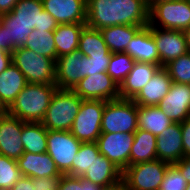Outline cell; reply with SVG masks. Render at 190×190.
<instances>
[{"label": "cell", "instance_id": "6da1fadb", "mask_svg": "<svg viewBox=\"0 0 190 190\" xmlns=\"http://www.w3.org/2000/svg\"><path fill=\"white\" fill-rule=\"evenodd\" d=\"M86 25L94 29L115 25H149L146 0H87Z\"/></svg>", "mask_w": 190, "mask_h": 190}, {"label": "cell", "instance_id": "7a4b0ae2", "mask_svg": "<svg viewBox=\"0 0 190 190\" xmlns=\"http://www.w3.org/2000/svg\"><path fill=\"white\" fill-rule=\"evenodd\" d=\"M57 89L55 84L28 83L8 108V113L24 122H42Z\"/></svg>", "mask_w": 190, "mask_h": 190}, {"label": "cell", "instance_id": "3957f363", "mask_svg": "<svg viewBox=\"0 0 190 190\" xmlns=\"http://www.w3.org/2000/svg\"><path fill=\"white\" fill-rule=\"evenodd\" d=\"M82 101L73 90L57 89L41 123L47 130L70 131Z\"/></svg>", "mask_w": 190, "mask_h": 190}, {"label": "cell", "instance_id": "277c9868", "mask_svg": "<svg viewBox=\"0 0 190 190\" xmlns=\"http://www.w3.org/2000/svg\"><path fill=\"white\" fill-rule=\"evenodd\" d=\"M12 63L30 84H55L56 62L51 58L18 47L12 52Z\"/></svg>", "mask_w": 190, "mask_h": 190}, {"label": "cell", "instance_id": "5b68a950", "mask_svg": "<svg viewBox=\"0 0 190 190\" xmlns=\"http://www.w3.org/2000/svg\"><path fill=\"white\" fill-rule=\"evenodd\" d=\"M138 105L132 99L105 101L102 133H134L138 129Z\"/></svg>", "mask_w": 190, "mask_h": 190}, {"label": "cell", "instance_id": "8992f818", "mask_svg": "<svg viewBox=\"0 0 190 190\" xmlns=\"http://www.w3.org/2000/svg\"><path fill=\"white\" fill-rule=\"evenodd\" d=\"M168 165L159 159L129 165L122 172V183L127 190H159Z\"/></svg>", "mask_w": 190, "mask_h": 190}, {"label": "cell", "instance_id": "52a82bcc", "mask_svg": "<svg viewBox=\"0 0 190 190\" xmlns=\"http://www.w3.org/2000/svg\"><path fill=\"white\" fill-rule=\"evenodd\" d=\"M149 25L162 29L184 30L190 27L188 0H167L149 8Z\"/></svg>", "mask_w": 190, "mask_h": 190}, {"label": "cell", "instance_id": "ba28073f", "mask_svg": "<svg viewBox=\"0 0 190 190\" xmlns=\"http://www.w3.org/2000/svg\"><path fill=\"white\" fill-rule=\"evenodd\" d=\"M105 101L83 100L70 132L82 143L96 142L101 135Z\"/></svg>", "mask_w": 190, "mask_h": 190}, {"label": "cell", "instance_id": "9c48e42d", "mask_svg": "<svg viewBox=\"0 0 190 190\" xmlns=\"http://www.w3.org/2000/svg\"><path fill=\"white\" fill-rule=\"evenodd\" d=\"M81 144L70 131L47 132V153L61 174L71 175L72 162Z\"/></svg>", "mask_w": 190, "mask_h": 190}, {"label": "cell", "instance_id": "30bf717a", "mask_svg": "<svg viewBox=\"0 0 190 190\" xmlns=\"http://www.w3.org/2000/svg\"><path fill=\"white\" fill-rule=\"evenodd\" d=\"M134 133H101L96 140L100 154L123 172L130 165V151Z\"/></svg>", "mask_w": 190, "mask_h": 190}, {"label": "cell", "instance_id": "8fae6325", "mask_svg": "<svg viewBox=\"0 0 190 190\" xmlns=\"http://www.w3.org/2000/svg\"><path fill=\"white\" fill-rule=\"evenodd\" d=\"M72 90L83 100L109 101L120 98L119 86L107 72L85 76Z\"/></svg>", "mask_w": 190, "mask_h": 190}, {"label": "cell", "instance_id": "7c38bea8", "mask_svg": "<svg viewBox=\"0 0 190 190\" xmlns=\"http://www.w3.org/2000/svg\"><path fill=\"white\" fill-rule=\"evenodd\" d=\"M151 34L155 40L160 66L164 67L170 61L188 53L185 36L182 30L162 29L151 27Z\"/></svg>", "mask_w": 190, "mask_h": 190}, {"label": "cell", "instance_id": "4fadbf2b", "mask_svg": "<svg viewBox=\"0 0 190 190\" xmlns=\"http://www.w3.org/2000/svg\"><path fill=\"white\" fill-rule=\"evenodd\" d=\"M55 70L58 89L72 90L85 77V55L79 50L62 55L56 60Z\"/></svg>", "mask_w": 190, "mask_h": 190}, {"label": "cell", "instance_id": "5bb4252c", "mask_svg": "<svg viewBox=\"0 0 190 190\" xmlns=\"http://www.w3.org/2000/svg\"><path fill=\"white\" fill-rule=\"evenodd\" d=\"M158 107L173 123L190 118V85L172 82L169 92Z\"/></svg>", "mask_w": 190, "mask_h": 190}, {"label": "cell", "instance_id": "9a60e30c", "mask_svg": "<svg viewBox=\"0 0 190 190\" xmlns=\"http://www.w3.org/2000/svg\"><path fill=\"white\" fill-rule=\"evenodd\" d=\"M24 123V121L9 113L0 116V154L18 160L24 153L21 141Z\"/></svg>", "mask_w": 190, "mask_h": 190}, {"label": "cell", "instance_id": "2e32d148", "mask_svg": "<svg viewBox=\"0 0 190 190\" xmlns=\"http://www.w3.org/2000/svg\"><path fill=\"white\" fill-rule=\"evenodd\" d=\"M42 3L58 24H86L87 0H42Z\"/></svg>", "mask_w": 190, "mask_h": 190}, {"label": "cell", "instance_id": "e0dca14e", "mask_svg": "<svg viewBox=\"0 0 190 190\" xmlns=\"http://www.w3.org/2000/svg\"><path fill=\"white\" fill-rule=\"evenodd\" d=\"M157 159L175 164L183 158V142L180 123H173L156 140Z\"/></svg>", "mask_w": 190, "mask_h": 190}, {"label": "cell", "instance_id": "ac0fdd59", "mask_svg": "<svg viewBox=\"0 0 190 190\" xmlns=\"http://www.w3.org/2000/svg\"><path fill=\"white\" fill-rule=\"evenodd\" d=\"M17 164L22 176H28L33 179L62 176L47 152L40 154L24 152L18 158Z\"/></svg>", "mask_w": 190, "mask_h": 190}, {"label": "cell", "instance_id": "d6986e66", "mask_svg": "<svg viewBox=\"0 0 190 190\" xmlns=\"http://www.w3.org/2000/svg\"><path fill=\"white\" fill-rule=\"evenodd\" d=\"M172 79L164 67H160L150 81L132 99L138 106H158L169 92Z\"/></svg>", "mask_w": 190, "mask_h": 190}, {"label": "cell", "instance_id": "ffe728a7", "mask_svg": "<svg viewBox=\"0 0 190 190\" xmlns=\"http://www.w3.org/2000/svg\"><path fill=\"white\" fill-rule=\"evenodd\" d=\"M160 67V65L153 63L136 61L133 69L119 86L120 98L133 99Z\"/></svg>", "mask_w": 190, "mask_h": 190}, {"label": "cell", "instance_id": "44dd1931", "mask_svg": "<svg viewBox=\"0 0 190 190\" xmlns=\"http://www.w3.org/2000/svg\"><path fill=\"white\" fill-rule=\"evenodd\" d=\"M82 177L108 189L122 182V171L104 155L99 154Z\"/></svg>", "mask_w": 190, "mask_h": 190}, {"label": "cell", "instance_id": "7402d4cb", "mask_svg": "<svg viewBox=\"0 0 190 190\" xmlns=\"http://www.w3.org/2000/svg\"><path fill=\"white\" fill-rule=\"evenodd\" d=\"M124 53H127L135 61L160 65L158 49L148 26L143 27L135 35Z\"/></svg>", "mask_w": 190, "mask_h": 190}, {"label": "cell", "instance_id": "603a6c76", "mask_svg": "<svg viewBox=\"0 0 190 190\" xmlns=\"http://www.w3.org/2000/svg\"><path fill=\"white\" fill-rule=\"evenodd\" d=\"M43 10L42 0H19L10 13L0 16V22H19L39 30Z\"/></svg>", "mask_w": 190, "mask_h": 190}, {"label": "cell", "instance_id": "cb8c5ba5", "mask_svg": "<svg viewBox=\"0 0 190 190\" xmlns=\"http://www.w3.org/2000/svg\"><path fill=\"white\" fill-rule=\"evenodd\" d=\"M146 26L115 25L100 29L103 39L111 53L125 52L130 41Z\"/></svg>", "mask_w": 190, "mask_h": 190}, {"label": "cell", "instance_id": "d4e9b609", "mask_svg": "<svg viewBox=\"0 0 190 190\" xmlns=\"http://www.w3.org/2000/svg\"><path fill=\"white\" fill-rule=\"evenodd\" d=\"M28 84L24 74L12 63L0 74V98L9 108Z\"/></svg>", "mask_w": 190, "mask_h": 190}, {"label": "cell", "instance_id": "484cf974", "mask_svg": "<svg viewBox=\"0 0 190 190\" xmlns=\"http://www.w3.org/2000/svg\"><path fill=\"white\" fill-rule=\"evenodd\" d=\"M86 24H59L53 31L57 58L78 50L80 34Z\"/></svg>", "mask_w": 190, "mask_h": 190}, {"label": "cell", "instance_id": "4316f807", "mask_svg": "<svg viewBox=\"0 0 190 190\" xmlns=\"http://www.w3.org/2000/svg\"><path fill=\"white\" fill-rule=\"evenodd\" d=\"M138 128L159 136L173 122L158 106H138Z\"/></svg>", "mask_w": 190, "mask_h": 190}, {"label": "cell", "instance_id": "83f0119b", "mask_svg": "<svg viewBox=\"0 0 190 190\" xmlns=\"http://www.w3.org/2000/svg\"><path fill=\"white\" fill-rule=\"evenodd\" d=\"M156 140V135L138 128L134 132V142L130 151V165L157 159Z\"/></svg>", "mask_w": 190, "mask_h": 190}, {"label": "cell", "instance_id": "f1b7e54d", "mask_svg": "<svg viewBox=\"0 0 190 190\" xmlns=\"http://www.w3.org/2000/svg\"><path fill=\"white\" fill-rule=\"evenodd\" d=\"M47 132L48 130L41 122H25L21 133L24 152L34 154L46 153Z\"/></svg>", "mask_w": 190, "mask_h": 190}, {"label": "cell", "instance_id": "f546056e", "mask_svg": "<svg viewBox=\"0 0 190 190\" xmlns=\"http://www.w3.org/2000/svg\"><path fill=\"white\" fill-rule=\"evenodd\" d=\"M78 50L86 57L111 56L112 54L109 51L100 30L88 27L87 25L83 28L80 34Z\"/></svg>", "mask_w": 190, "mask_h": 190}, {"label": "cell", "instance_id": "4dcf8cb0", "mask_svg": "<svg viewBox=\"0 0 190 190\" xmlns=\"http://www.w3.org/2000/svg\"><path fill=\"white\" fill-rule=\"evenodd\" d=\"M53 33V31L33 29L28 36L27 43L23 47L51 58L56 62L57 51Z\"/></svg>", "mask_w": 190, "mask_h": 190}, {"label": "cell", "instance_id": "1f68e13d", "mask_svg": "<svg viewBox=\"0 0 190 190\" xmlns=\"http://www.w3.org/2000/svg\"><path fill=\"white\" fill-rule=\"evenodd\" d=\"M100 154L96 142L82 143L73 159L71 166L72 176H82Z\"/></svg>", "mask_w": 190, "mask_h": 190}, {"label": "cell", "instance_id": "d6a6232c", "mask_svg": "<svg viewBox=\"0 0 190 190\" xmlns=\"http://www.w3.org/2000/svg\"><path fill=\"white\" fill-rule=\"evenodd\" d=\"M135 62L136 61L127 53H112L106 72L116 84L120 86L129 72L133 69Z\"/></svg>", "mask_w": 190, "mask_h": 190}, {"label": "cell", "instance_id": "836d02e7", "mask_svg": "<svg viewBox=\"0 0 190 190\" xmlns=\"http://www.w3.org/2000/svg\"><path fill=\"white\" fill-rule=\"evenodd\" d=\"M4 26L6 45L14 51L18 47H23L32 29L19 22H0Z\"/></svg>", "mask_w": 190, "mask_h": 190}, {"label": "cell", "instance_id": "e575fe53", "mask_svg": "<svg viewBox=\"0 0 190 190\" xmlns=\"http://www.w3.org/2000/svg\"><path fill=\"white\" fill-rule=\"evenodd\" d=\"M172 82L190 85V53L170 61L164 66Z\"/></svg>", "mask_w": 190, "mask_h": 190}, {"label": "cell", "instance_id": "d590c367", "mask_svg": "<svg viewBox=\"0 0 190 190\" xmlns=\"http://www.w3.org/2000/svg\"><path fill=\"white\" fill-rule=\"evenodd\" d=\"M21 177L17 160L0 154V188L11 189Z\"/></svg>", "mask_w": 190, "mask_h": 190}, {"label": "cell", "instance_id": "8d00e7d4", "mask_svg": "<svg viewBox=\"0 0 190 190\" xmlns=\"http://www.w3.org/2000/svg\"><path fill=\"white\" fill-rule=\"evenodd\" d=\"M57 190H106L102 185L95 184L82 176L62 174Z\"/></svg>", "mask_w": 190, "mask_h": 190}, {"label": "cell", "instance_id": "74e56055", "mask_svg": "<svg viewBox=\"0 0 190 190\" xmlns=\"http://www.w3.org/2000/svg\"><path fill=\"white\" fill-rule=\"evenodd\" d=\"M187 181L175 164H169L159 190H186Z\"/></svg>", "mask_w": 190, "mask_h": 190}, {"label": "cell", "instance_id": "f35d334b", "mask_svg": "<svg viewBox=\"0 0 190 190\" xmlns=\"http://www.w3.org/2000/svg\"><path fill=\"white\" fill-rule=\"evenodd\" d=\"M111 56H85V76L106 72Z\"/></svg>", "mask_w": 190, "mask_h": 190}, {"label": "cell", "instance_id": "ab89813d", "mask_svg": "<svg viewBox=\"0 0 190 190\" xmlns=\"http://www.w3.org/2000/svg\"><path fill=\"white\" fill-rule=\"evenodd\" d=\"M60 177H40L33 179L35 190H57Z\"/></svg>", "mask_w": 190, "mask_h": 190}, {"label": "cell", "instance_id": "60d3db41", "mask_svg": "<svg viewBox=\"0 0 190 190\" xmlns=\"http://www.w3.org/2000/svg\"><path fill=\"white\" fill-rule=\"evenodd\" d=\"M183 142V157H190V118L180 123Z\"/></svg>", "mask_w": 190, "mask_h": 190}, {"label": "cell", "instance_id": "b9f144b4", "mask_svg": "<svg viewBox=\"0 0 190 190\" xmlns=\"http://www.w3.org/2000/svg\"><path fill=\"white\" fill-rule=\"evenodd\" d=\"M58 22L45 10L41 13L39 30L54 31L58 27Z\"/></svg>", "mask_w": 190, "mask_h": 190}, {"label": "cell", "instance_id": "7bdbcfd3", "mask_svg": "<svg viewBox=\"0 0 190 190\" xmlns=\"http://www.w3.org/2000/svg\"><path fill=\"white\" fill-rule=\"evenodd\" d=\"M10 190H35L33 178L22 176Z\"/></svg>", "mask_w": 190, "mask_h": 190}, {"label": "cell", "instance_id": "ee69618b", "mask_svg": "<svg viewBox=\"0 0 190 190\" xmlns=\"http://www.w3.org/2000/svg\"><path fill=\"white\" fill-rule=\"evenodd\" d=\"M175 165L180 169L187 183L190 184V157H183Z\"/></svg>", "mask_w": 190, "mask_h": 190}, {"label": "cell", "instance_id": "f6af8a7d", "mask_svg": "<svg viewBox=\"0 0 190 190\" xmlns=\"http://www.w3.org/2000/svg\"><path fill=\"white\" fill-rule=\"evenodd\" d=\"M12 64V54L0 50V74Z\"/></svg>", "mask_w": 190, "mask_h": 190}, {"label": "cell", "instance_id": "bcb514c9", "mask_svg": "<svg viewBox=\"0 0 190 190\" xmlns=\"http://www.w3.org/2000/svg\"><path fill=\"white\" fill-rule=\"evenodd\" d=\"M19 0H0V16L10 13Z\"/></svg>", "mask_w": 190, "mask_h": 190}, {"label": "cell", "instance_id": "7dc6e473", "mask_svg": "<svg viewBox=\"0 0 190 190\" xmlns=\"http://www.w3.org/2000/svg\"><path fill=\"white\" fill-rule=\"evenodd\" d=\"M0 50L6 51L12 54V50L6 45V36L4 26L0 23Z\"/></svg>", "mask_w": 190, "mask_h": 190}, {"label": "cell", "instance_id": "c3c4849f", "mask_svg": "<svg viewBox=\"0 0 190 190\" xmlns=\"http://www.w3.org/2000/svg\"><path fill=\"white\" fill-rule=\"evenodd\" d=\"M188 52L190 53V27L183 30Z\"/></svg>", "mask_w": 190, "mask_h": 190}, {"label": "cell", "instance_id": "681fc988", "mask_svg": "<svg viewBox=\"0 0 190 190\" xmlns=\"http://www.w3.org/2000/svg\"><path fill=\"white\" fill-rule=\"evenodd\" d=\"M8 113V107L3 103L0 98V116Z\"/></svg>", "mask_w": 190, "mask_h": 190}, {"label": "cell", "instance_id": "f907efd6", "mask_svg": "<svg viewBox=\"0 0 190 190\" xmlns=\"http://www.w3.org/2000/svg\"><path fill=\"white\" fill-rule=\"evenodd\" d=\"M106 190H127L126 186L121 182L119 185L114 186L112 188H108Z\"/></svg>", "mask_w": 190, "mask_h": 190}, {"label": "cell", "instance_id": "816d5d0a", "mask_svg": "<svg viewBox=\"0 0 190 190\" xmlns=\"http://www.w3.org/2000/svg\"><path fill=\"white\" fill-rule=\"evenodd\" d=\"M161 1H167V0H146L148 7L150 8L153 4L161 2Z\"/></svg>", "mask_w": 190, "mask_h": 190}, {"label": "cell", "instance_id": "f5cc1de1", "mask_svg": "<svg viewBox=\"0 0 190 190\" xmlns=\"http://www.w3.org/2000/svg\"><path fill=\"white\" fill-rule=\"evenodd\" d=\"M186 190H190V184H187Z\"/></svg>", "mask_w": 190, "mask_h": 190}, {"label": "cell", "instance_id": "db71d44e", "mask_svg": "<svg viewBox=\"0 0 190 190\" xmlns=\"http://www.w3.org/2000/svg\"><path fill=\"white\" fill-rule=\"evenodd\" d=\"M0 190H10V189H8V188H0Z\"/></svg>", "mask_w": 190, "mask_h": 190}]
</instances>
